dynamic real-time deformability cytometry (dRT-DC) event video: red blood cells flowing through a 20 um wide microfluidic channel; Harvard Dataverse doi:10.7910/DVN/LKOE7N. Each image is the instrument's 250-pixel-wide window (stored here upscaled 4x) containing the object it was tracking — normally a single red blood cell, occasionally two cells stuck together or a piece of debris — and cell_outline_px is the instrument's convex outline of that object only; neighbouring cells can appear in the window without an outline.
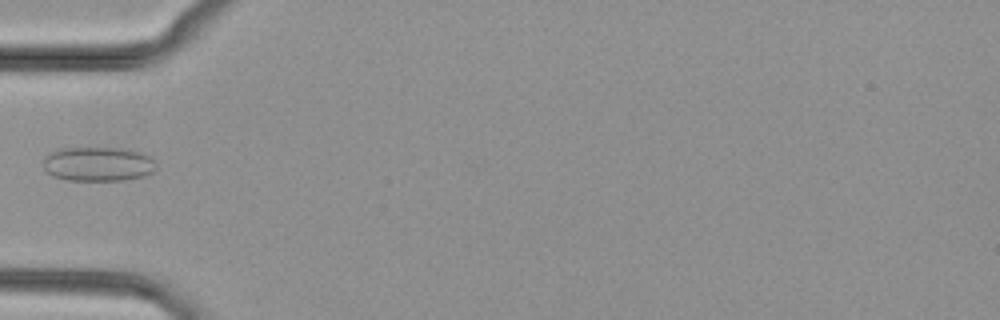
{"species": "common noctule bat (a hibernating species)", "species_latin": "Nyctalus noctula", "temperature_condition": "cold", "stored_images_in_passage": 34, "camera_frame_rate_fps": 3000, "um_per_image_px": 0.085, "animal": {"sex": "female", "body_mass_g": 29.2, "forearm_length_mm": 56.3}, "frame": {"image": 1, "passage_image": 1, "time_ms": 0.0, "image_size_px": [1000, 320], "cell_outline_px": [[156, 168], [152, 172], [144, 176], [124, 180], [68, 180], [52, 176], [44, 168], [44, 156], [60, 148], [124, 148], [140, 152], [148, 156], [156, 164]], "centroid_in_image_um": [8.33, 13.94], "position_along_channel_um": 76.7, "area_um2": 22.54}}
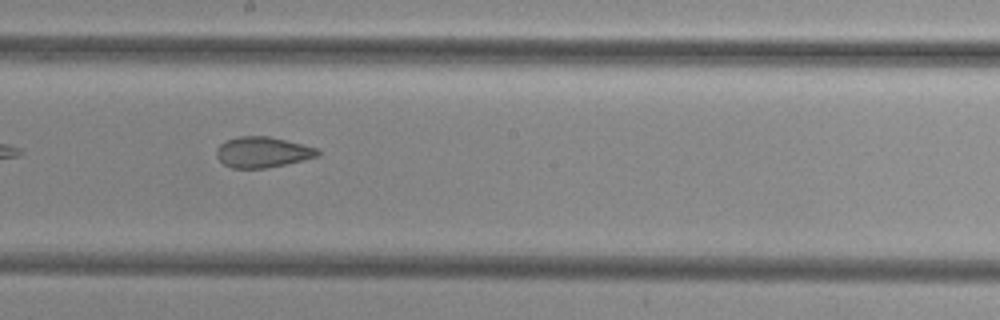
{"frame": {"image": 2, "passage_image": 12, "time_ms": 3.667, "image_size_px": [1000, 320], "cell_outline_px": [[320, 156], [304, 160], [268, 168], [232, 168], [224, 164], [216, 156], [216, 148], [220, 144], [236, 136], [268, 136], [316, 148], [320, 152]], "centroid_in_image_um": [22.3, 12.94], "position_along_channel_um": 225.9, "area_um2": 18.03}}
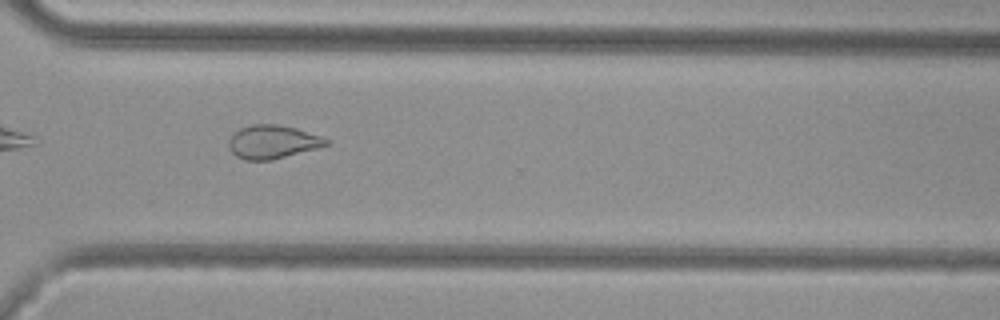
{"frame": {"image": 3, "passage_image": 21, "time_ms": 6.667, "image_size_px": [1000, 320], "cell_outline_px": [[332, 144], [272, 160], [244, 160], [236, 156], [232, 152], [228, 144], [228, 140], [240, 128], [248, 124], [276, 124], [296, 128], [332, 140]], "centroid_in_image_um": [23.19, 12.06], "position_along_channel_um": 347.4, "area_um2": 19.07}}